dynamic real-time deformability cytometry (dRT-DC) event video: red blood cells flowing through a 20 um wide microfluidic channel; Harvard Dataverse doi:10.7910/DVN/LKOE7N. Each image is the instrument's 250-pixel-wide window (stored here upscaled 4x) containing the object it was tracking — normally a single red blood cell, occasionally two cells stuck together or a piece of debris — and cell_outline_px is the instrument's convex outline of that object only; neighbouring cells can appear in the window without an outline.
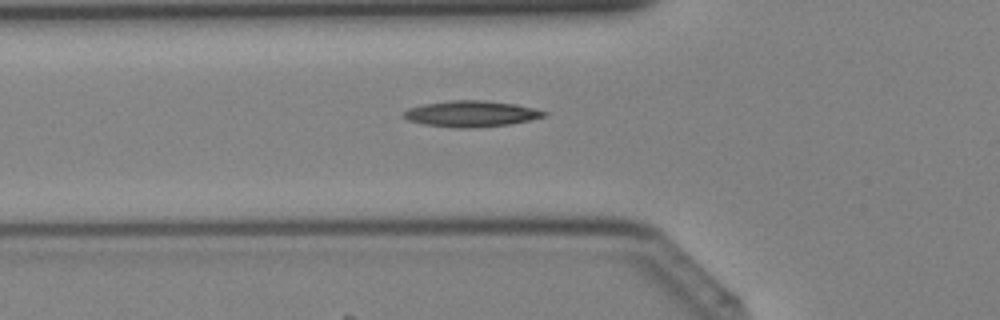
{"species": "Egyptian fruit bat (a non-hibernating species)", "species_latin": "Rousettus aegyptiacus", "temperature_condition": "cold", "stored_images_in_passage": 40, "camera_frame_rate_fps": 3000, "um_per_image_px": 0.085, "animal": {"sex": "female"}, "frame": {"image": 1, "passage_image": 14, "time_ms": 4.333, "image_size_px": [1000, 320], "cell_outline_px": [[548, 112], [544, 116], [528, 120], [508, 124], [472, 128], [452, 128], [424, 124], [408, 120], [400, 112], [408, 108], [424, 104], [448, 100], [484, 100], [516, 104]], "centroid_in_image_um": [39.98, 9.66], "position_along_channel_um": 85.8, "area_um2": 21.27}}
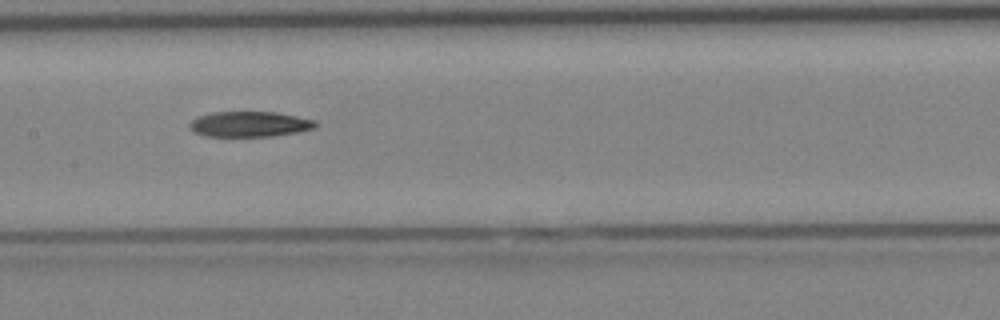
{"frame": {"image": 2, "passage_image": 20, "time_ms": 6.333, "image_size_px": [1000, 320], "cell_outline_px": [[320, 124], [316, 128], [300, 132], [272, 136], [204, 136], [196, 132], [188, 124], [196, 116], [212, 112], [276, 112], [316, 120]], "centroid_in_image_um": [21.27, 10.55], "position_along_channel_um": 186.1, "area_um2": 18.79}}
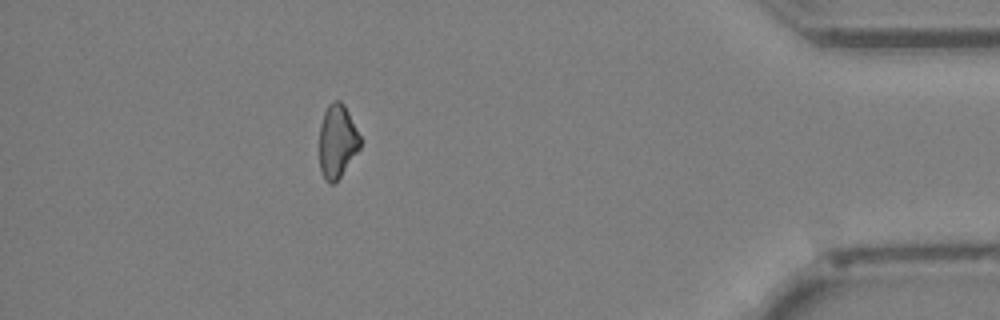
{"frame": {"image": 3, "passage_image": 36, "time_ms": 11.667, "image_size_px": [1000, 320], "cell_outline_px": [[360, 148], [340, 176], [332, 184], [328, 184], [324, 180], [320, 172], [320, 124], [324, 112], [328, 104], [332, 100], [340, 100], [344, 104], [360, 136]], "centroid_in_image_um": [28.64, 12.0], "position_along_channel_um": 406.6, "area_um2": 17.4}}